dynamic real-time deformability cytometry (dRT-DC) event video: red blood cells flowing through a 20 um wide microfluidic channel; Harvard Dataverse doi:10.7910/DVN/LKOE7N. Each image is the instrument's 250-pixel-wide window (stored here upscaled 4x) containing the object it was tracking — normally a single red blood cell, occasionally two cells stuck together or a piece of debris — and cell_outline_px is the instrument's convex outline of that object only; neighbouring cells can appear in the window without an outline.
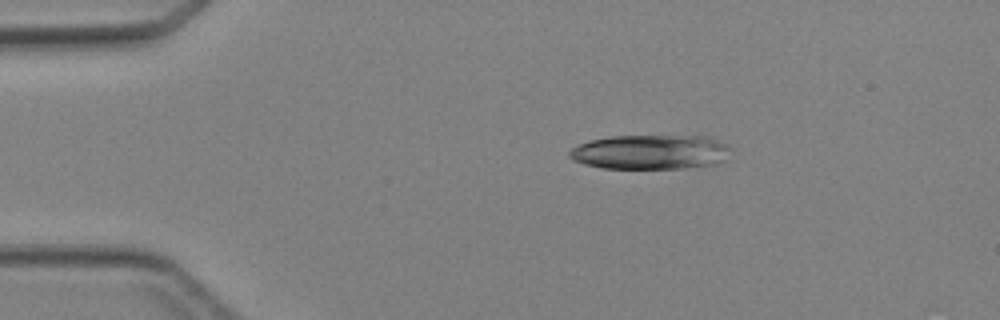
{"species": "Egyptian fruit bat (a non-hibernating species)", "species_latin": "Rousettus aegyptiacus", "temperature_condition": "cold", "stored_images_in_passage": 28, "camera_frame_rate_fps": 3000, "um_per_image_px": 0.085, "animal": {"sex": "female"}, "frame": {"image": 1, "passage_image": 1, "time_ms": 0.0, "image_size_px": [1000, 320], "cell_outline_px": [[732, 148], [728, 160], [716, 164], [684, 168], [600, 168], [584, 164], [572, 160], [568, 156], [568, 152], [572, 148], [580, 144], [592, 140], [612, 136], [708, 136]], "centroid_in_image_um": [55.32, 12.93], "position_along_channel_um": 29.7, "area_um2": 32.66}}